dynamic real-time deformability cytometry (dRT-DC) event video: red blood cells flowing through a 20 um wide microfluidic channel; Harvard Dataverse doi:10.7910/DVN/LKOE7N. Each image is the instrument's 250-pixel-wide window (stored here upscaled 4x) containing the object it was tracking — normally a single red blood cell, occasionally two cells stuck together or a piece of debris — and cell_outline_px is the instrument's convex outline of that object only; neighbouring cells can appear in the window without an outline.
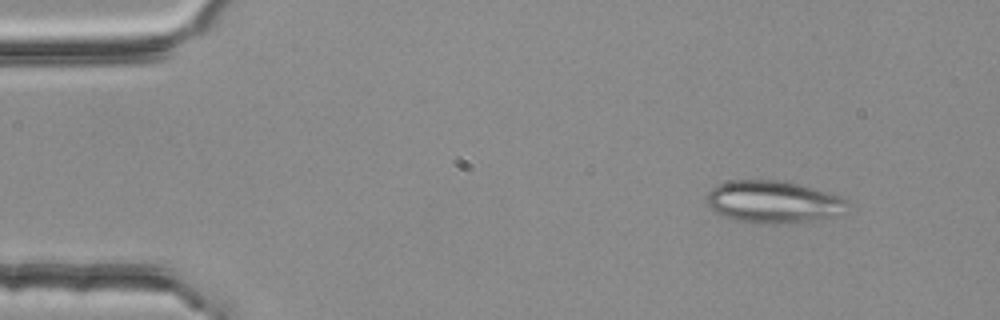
{"species": "common noctule bat (a hibernating species)", "species_latin": "Nyctalus noctula", "temperature_condition": "room temperature", "stored_images_in_passage": 4, "segment_of_instrument_passage": [1, 3], "camera_frame_rate_fps": 3000, "um_per_image_px": 0.085, "animal": {"sex": "female", "body_mass_g": 25.1}, "frame": {"image": 1, "passage_image": 1, "time_ms": 0.0, "image_size_px": [1000, 320], "cell_outline_px": [[848, 204], [828, 216], [812, 220], [772, 224], [764, 224], [732, 220], [716, 212], [708, 204], [708, 192], [716, 184], [732, 180], [784, 180], [844, 196], [848, 200]], "centroid_in_image_um": [65.66, 17.13], "position_along_channel_um": 19.3, "area_um2": 34.22}}